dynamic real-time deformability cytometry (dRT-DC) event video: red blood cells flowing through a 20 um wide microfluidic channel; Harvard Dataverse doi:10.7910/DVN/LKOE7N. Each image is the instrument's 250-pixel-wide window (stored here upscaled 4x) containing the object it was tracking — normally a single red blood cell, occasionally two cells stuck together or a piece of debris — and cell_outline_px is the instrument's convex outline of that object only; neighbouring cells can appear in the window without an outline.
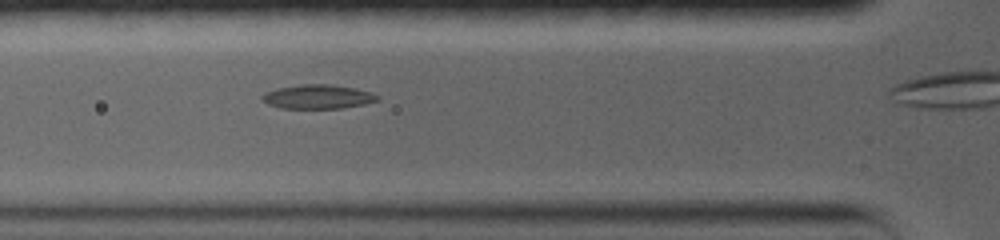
{"species": "common noctule bat (a hibernating species)", "species_latin": "Nyctalus noctula", "temperature_condition": "warm", "stored_images_in_passage": 6, "segment_of_instrument_passage": [1, 2], "camera_frame_rate_fps": 5000, "um_per_image_px": 0.085, "animal": {"sex": "female", "body_mass_g": 19.0, "forearm_length_mm": 56.7}, "frame": {"image": 1, "passage_image": 4, "time_ms": 3.0, "image_size_px": [1000, 240], "cell_outline_px": [[376, 100], [360, 104], [340, 108], [288, 108], [272, 104], [264, 100], [264, 96], [268, 92], [280, 88], [304, 84], [332, 84], [352, 88], [368, 92], [376, 96]], "centroid_in_image_um": [27.03, 8.21], "position_along_channel_um": 98.8, "area_um2": 15.14}}